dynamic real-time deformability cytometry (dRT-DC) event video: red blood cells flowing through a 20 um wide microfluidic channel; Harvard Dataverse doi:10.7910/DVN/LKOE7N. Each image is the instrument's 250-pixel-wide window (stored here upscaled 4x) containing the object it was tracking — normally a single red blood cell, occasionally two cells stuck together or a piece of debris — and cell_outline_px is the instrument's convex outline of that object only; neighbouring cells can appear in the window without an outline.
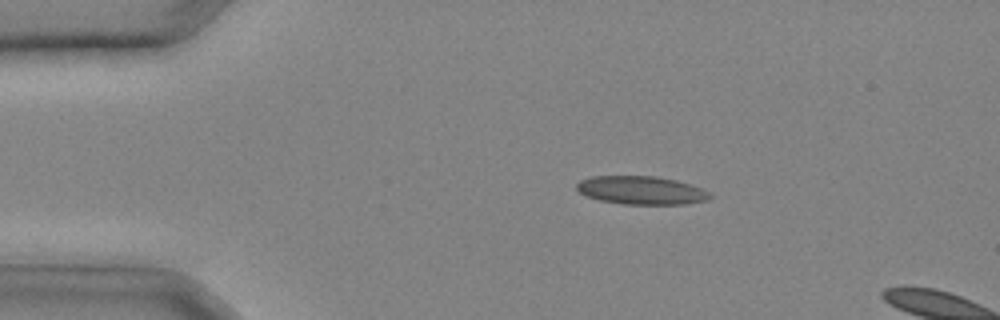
{"species": "common noctule bat (a hibernating species)", "species_latin": "Nyctalus noctula", "temperature_condition": "cold", "stored_images_in_passage": 7, "camera_frame_rate_fps": 3000, "um_per_image_px": 0.085, "animal": {"sex": "male", "body_mass_g": 20.4}, "frame": {"image": 1, "passage_image": 5, "time_ms": 1.333, "image_size_px": [1000, 320], "cell_outline_px": [[712, 196], [708, 200], [684, 204], [624, 204], [600, 200], [588, 196], [580, 192], [576, 188], [576, 184], [580, 180], [592, 176], [656, 176], [676, 180], [700, 188], [708, 192]], "centroid_in_image_um": [54.49, 16.17], "position_along_channel_um": 30.5, "area_um2": 21.79}}